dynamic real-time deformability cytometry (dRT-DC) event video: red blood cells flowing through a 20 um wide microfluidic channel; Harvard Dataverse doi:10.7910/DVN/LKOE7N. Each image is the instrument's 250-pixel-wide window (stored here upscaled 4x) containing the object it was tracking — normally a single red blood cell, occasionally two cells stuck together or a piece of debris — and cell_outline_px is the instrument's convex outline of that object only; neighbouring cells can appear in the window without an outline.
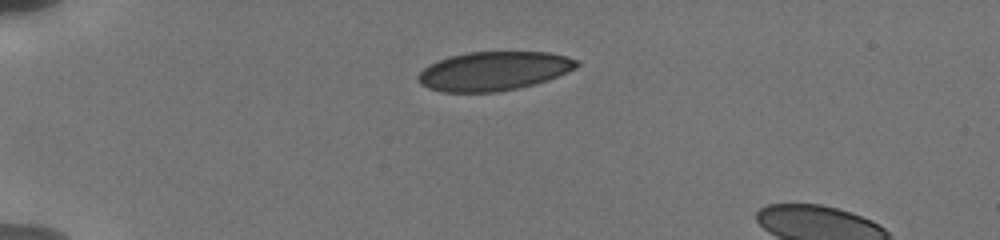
{"species": "human", "species_latin": "Homo sapiens", "temperature_condition": "cold", "stored_images_in_passage": 32, "camera_frame_rate_fps": 3000, "um_per_image_px": 0.085, "donor": {"sex": "male"}, "frame": {"image": 1, "passage_image": 1, "time_ms": 0.0, "image_size_px": [1000, 240], "cell_outline_px": [[580, 64], [576, 68], [548, 80], [516, 88], [496, 92], [440, 92], [428, 88], [420, 84], [416, 80], [416, 76], [424, 68], [448, 56], [468, 52], [548, 52], [580, 60]], "centroid_in_image_um": [41.95, 6.04], "position_along_channel_um": 43.1, "area_um2": 35.95}}
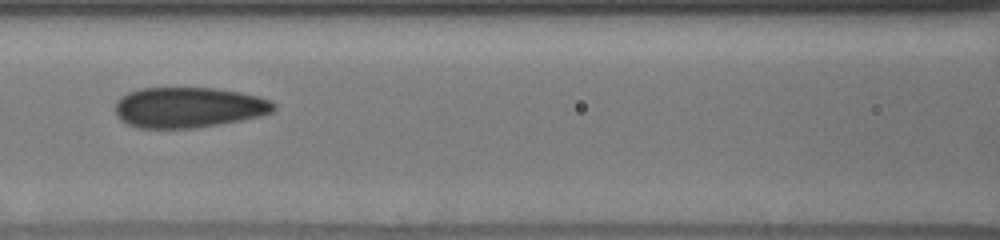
{"frame": {"image": 2, "passage_image": 12, "time_ms": 4.0, "image_size_px": [1000, 240], "cell_outline_px": [[276, 108], [272, 112], [260, 116], [220, 124], [196, 128], [136, 128], [120, 120], [116, 116], [116, 100], [120, 96], [128, 92], [140, 88], [216, 88], [240, 92], [260, 96], [272, 100], [276, 104]], "centroid_in_image_um": [16.03, 9.13], "position_along_channel_um": 150.6, "area_um2": 37.8}}
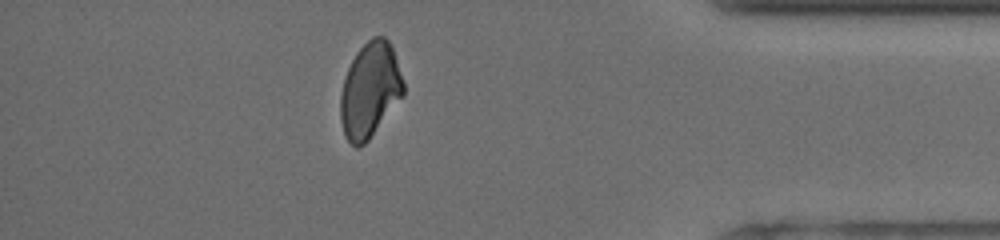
{"frame": {"image": 3, "passage_image": 28, "time_ms": 11.333, "image_size_px": [1000, 240], "cell_outline_px": [[404, 96], [368, 140], [364, 144], [356, 148], [344, 136], [340, 120], [340, 96], [344, 80], [348, 68], [356, 52], [372, 36], [384, 36], [388, 40], [392, 48], [404, 84]], "centroid_in_image_um": [31.44, 7.68], "position_along_channel_um": 403.8, "area_um2": 34.8}}